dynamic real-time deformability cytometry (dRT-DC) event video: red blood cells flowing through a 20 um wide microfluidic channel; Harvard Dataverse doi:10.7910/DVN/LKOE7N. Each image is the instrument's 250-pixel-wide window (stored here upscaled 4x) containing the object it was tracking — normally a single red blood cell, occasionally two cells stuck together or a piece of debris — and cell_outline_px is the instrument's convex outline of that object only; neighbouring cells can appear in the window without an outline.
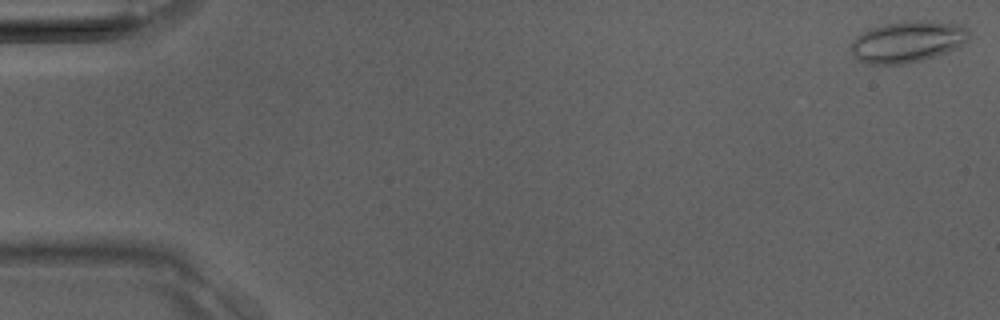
{"species": "Egyptian fruit bat (a non-hibernating species)", "species_latin": "Rousettus aegyptiacus", "temperature_condition": "room temperature", "stored_images_in_passage": 39, "camera_frame_rate_fps": 3000, "um_per_image_px": 0.085, "animal": {"sex": "male"}, "frame": {"image": 1, "passage_image": 1, "time_ms": 0.0, "image_size_px": [1000, 320], "cell_outline_px": [[968, 40], [956, 48], [920, 60], [904, 64], [864, 64], [856, 60], [852, 52], [852, 40], [856, 36], [880, 24], [904, 20], [920, 20], [960, 24], [968, 28]], "centroid_in_image_um": [77.11, 3.53], "position_along_channel_um": 7.9, "area_um2": 28.44}}
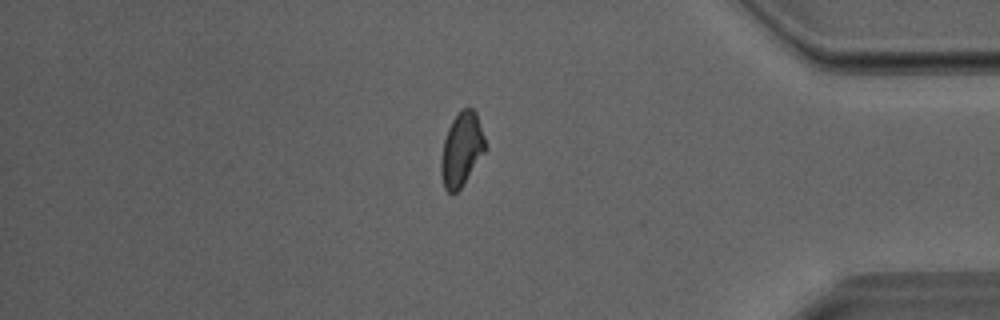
{"frame": {"image": 2, "passage_image": 33, "time_ms": 10.667, "image_size_px": [1000, 320], "cell_outline_px": [[488, 148], [460, 188], [456, 192], [448, 192], [444, 188], [440, 172], [440, 156], [444, 140], [448, 128], [452, 120], [460, 108], [472, 108], [476, 112]], "centroid_in_image_um": [39.23, 12.68], "position_along_channel_um": 396.0, "area_um2": 19.13}}
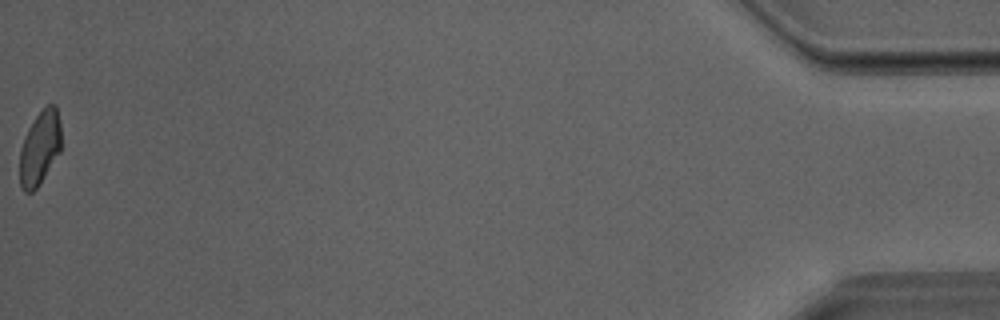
{"frame": {"image": 3, "passage_image": 39, "time_ms": 12.667, "image_size_px": [1000, 320], "cell_outline_px": [[60, 152], [36, 188], [32, 192], [24, 192], [20, 188], [20, 148], [24, 136], [28, 128], [36, 116], [48, 104], [56, 104], [60, 120]], "centroid_in_image_um": [3.37, 12.56], "position_along_channel_um": 431.8, "area_um2": 17.8}}